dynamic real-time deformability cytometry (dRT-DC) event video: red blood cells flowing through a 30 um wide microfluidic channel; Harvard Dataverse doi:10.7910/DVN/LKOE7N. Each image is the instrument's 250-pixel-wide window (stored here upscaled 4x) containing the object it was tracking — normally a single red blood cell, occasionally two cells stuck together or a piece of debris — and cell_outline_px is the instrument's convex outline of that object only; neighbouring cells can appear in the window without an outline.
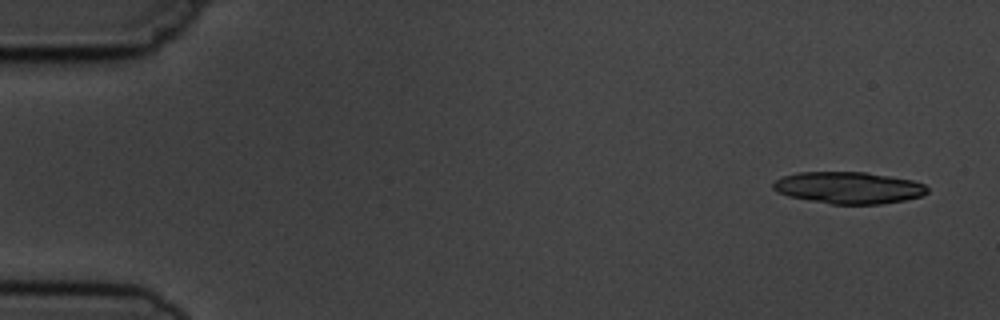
{"species": "common noctule bat (a hibernating species)", "species_latin": "Nyctalus noctula", "temperature_condition": "cold", "stored_images_in_passage": 4, "camera_frame_rate_fps": 3000, "um_per_image_px": 0.085, "animal": {"sex": "male", "body_mass_g": 19.5, "forearm_length_mm": 54.6}, "frame": {"image": 1, "passage_image": 1, "time_ms": 0.0, "image_size_px": [1000, 320], "cell_outline_px": [[928, 192], [920, 196], [904, 200], [880, 204], [832, 204], [788, 196], [776, 192], [772, 188], [772, 184], [776, 180], [784, 176], [800, 172], [864, 172], [912, 180], [924, 184], [928, 188]], "centroid_in_image_um": [72.11, 15.96], "position_along_channel_um": 12.9, "area_um2": 28.38}}